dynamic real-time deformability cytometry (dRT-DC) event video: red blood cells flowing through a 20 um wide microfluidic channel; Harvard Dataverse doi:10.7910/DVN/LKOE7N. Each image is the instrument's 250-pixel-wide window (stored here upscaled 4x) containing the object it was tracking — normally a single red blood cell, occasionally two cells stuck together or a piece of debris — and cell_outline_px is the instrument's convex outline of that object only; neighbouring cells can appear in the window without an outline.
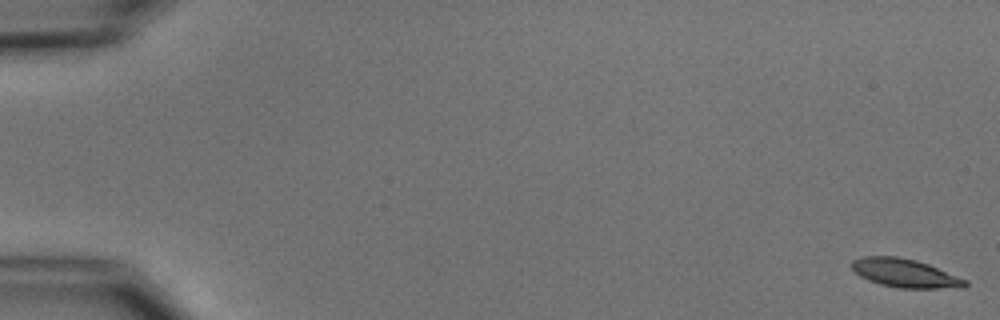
{"species": "common noctule bat (a hibernating species)", "species_latin": "Nyctalus noctula", "temperature_condition": "cold", "stored_images_in_passage": 55, "camera_frame_rate_fps": 3000, "um_per_image_px": 0.085, "animal": {"sex": "male", "body_mass_g": 15.6}, "frame": {"image": 1, "passage_image": 1, "time_ms": 0.0, "image_size_px": [1000, 320], "cell_outline_px": [[968, 284], [964, 288], [900, 288], [880, 284], [868, 280], [860, 276], [848, 264], [852, 260], [864, 256], [896, 256], [916, 260], [928, 264], [968, 280]], "centroid_in_image_um": [76.92, 23.21], "position_along_channel_um": 8.1, "area_um2": 18.96}}
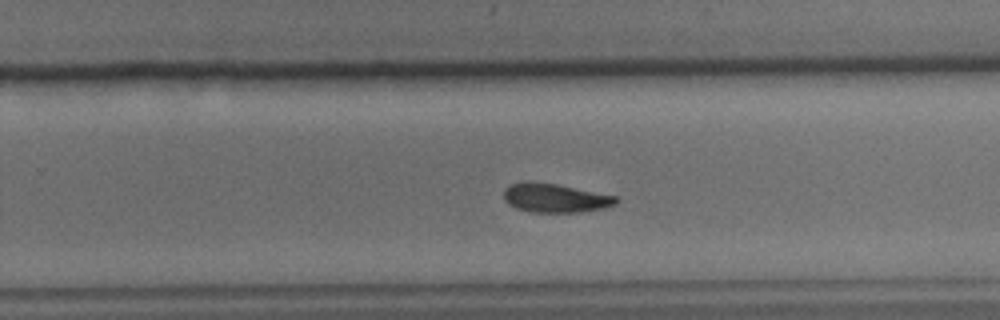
{"frame": {"image": 2, "passage_image": 36, "time_ms": 11.667, "image_size_px": [1000, 320], "cell_outline_px": [[620, 200], [616, 204], [604, 208], [580, 212], [532, 212], [516, 208], [508, 204], [504, 200], [504, 188], [508, 184], [556, 184], [616, 196]], "centroid_in_image_um": [47.22, 16.87], "position_along_channel_um": 282.6, "area_um2": 18.38}}
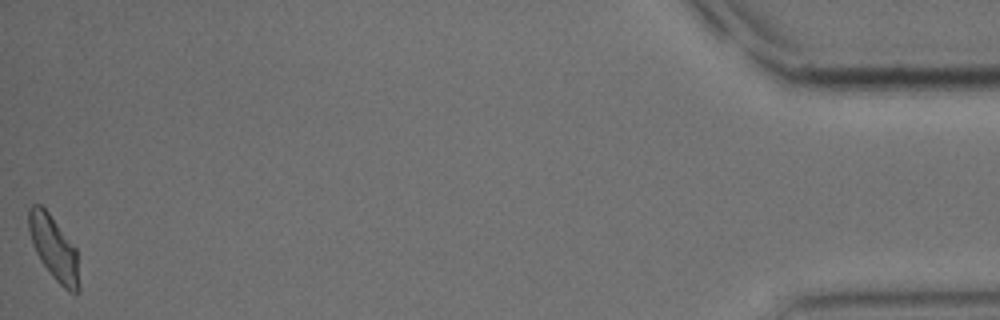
{"frame": {"image": 3, "passage_image": 55, "time_ms": 18.0, "image_size_px": [1000, 320], "cell_outline_px": [[80, 288], [76, 292], [72, 292], [64, 288], [52, 276], [40, 260], [36, 252], [28, 228], [28, 208], [32, 204], [40, 204], [48, 212], [76, 248], [80, 284]], "centroid_in_image_um": [4.58, 21.08], "position_along_channel_um": 430.6, "area_um2": 18.55}, "authors_computed_cell_mechanics": {"area_um2": 19.1896, "velocity_mm_per_s": 3.7168, "shape_relaxation_time_tau1_ms": 2.9775, "shape_relaxation_time_tau2_ms": null, "deformation_change_tau1": 0.1234, "deformation_change_tau2": null}}